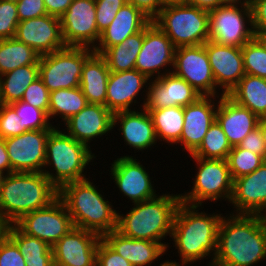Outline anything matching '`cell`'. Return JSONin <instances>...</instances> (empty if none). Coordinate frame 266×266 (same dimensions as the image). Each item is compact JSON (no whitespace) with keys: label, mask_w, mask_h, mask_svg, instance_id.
<instances>
[{"label":"cell","mask_w":266,"mask_h":266,"mask_svg":"<svg viewBox=\"0 0 266 266\" xmlns=\"http://www.w3.org/2000/svg\"><path fill=\"white\" fill-rule=\"evenodd\" d=\"M233 216L221 219L210 266H251L266 258V229L260 215Z\"/></svg>","instance_id":"cell-1"},{"label":"cell","mask_w":266,"mask_h":266,"mask_svg":"<svg viewBox=\"0 0 266 266\" xmlns=\"http://www.w3.org/2000/svg\"><path fill=\"white\" fill-rule=\"evenodd\" d=\"M59 190L43 172H12L0 186V221L14 224L23 215L49 206Z\"/></svg>","instance_id":"cell-2"},{"label":"cell","mask_w":266,"mask_h":266,"mask_svg":"<svg viewBox=\"0 0 266 266\" xmlns=\"http://www.w3.org/2000/svg\"><path fill=\"white\" fill-rule=\"evenodd\" d=\"M192 206L180 203L174 217L171 237L182 258V264L194 262L206 257L210 251L216 254L218 229L222 219L220 215L207 216L197 213Z\"/></svg>","instance_id":"cell-3"},{"label":"cell","mask_w":266,"mask_h":266,"mask_svg":"<svg viewBox=\"0 0 266 266\" xmlns=\"http://www.w3.org/2000/svg\"><path fill=\"white\" fill-rule=\"evenodd\" d=\"M59 198L64 202L74 227L95 232L101 237L117 230L118 213L87 178L64 185L59 190Z\"/></svg>","instance_id":"cell-4"},{"label":"cell","mask_w":266,"mask_h":266,"mask_svg":"<svg viewBox=\"0 0 266 266\" xmlns=\"http://www.w3.org/2000/svg\"><path fill=\"white\" fill-rule=\"evenodd\" d=\"M180 195H162L135 203L126 216L118 214L117 231L132 238L161 243L168 233L171 236Z\"/></svg>","instance_id":"cell-5"},{"label":"cell","mask_w":266,"mask_h":266,"mask_svg":"<svg viewBox=\"0 0 266 266\" xmlns=\"http://www.w3.org/2000/svg\"><path fill=\"white\" fill-rule=\"evenodd\" d=\"M89 148L54 129L47 139L45 165L53 164L56 175L47 170L43 171V174L58 190L68 183L86 179L82 173L94 157Z\"/></svg>","instance_id":"cell-6"},{"label":"cell","mask_w":266,"mask_h":266,"mask_svg":"<svg viewBox=\"0 0 266 266\" xmlns=\"http://www.w3.org/2000/svg\"><path fill=\"white\" fill-rule=\"evenodd\" d=\"M176 48L208 41L209 12L191 4L164 6L152 20Z\"/></svg>","instance_id":"cell-7"},{"label":"cell","mask_w":266,"mask_h":266,"mask_svg":"<svg viewBox=\"0 0 266 266\" xmlns=\"http://www.w3.org/2000/svg\"><path fill=\"white\" fill-rule=\"evenodd\" d=\"M93 52L87 47L66 46L41 55L39 77L50 92L80 87L83 64Z\"/></svg>","instance_id":"cell-8"},{"label":"cell","mask_w":266,"mask_h":266,"mask_svg":"<svg viewBox=\"0 0 266 266\" xmlns=\"http://www.w3.org/2000/svg\"><path fill=\"white\" fill-rule=\"evenodd\" d=\"M192 157L198 162L197 164L200 167L196 174L192 191L183 196L181 195V202L192 206H199L206 199L215 201L219 200L220 197H225V199L228 198L230 201L233 178L227 160Z\"/></svg>","instance_id":"cell-9"},{"label":"cell","mask_w":266,"mask_h":266,"mask_svg":"<svg viewBox=\"0 0 266 266\" xmlns=\"http://www.w3.org/2000/svg\"><path fill=\"white\" fill-rule=\"evenodd\" d=\"M243 8V9H242ZM208 41L241 48L255 37L252 26L251 6L238 8L236 5H221L209 10ZM245 17L251 29L245 27Z\"/></svg>","instance_id":"cell-10"},{"label":"cell","mask_w":266,"mask_h":266,"mask_svg":"<svg viewBox=\"0 0 266 266\" xmlns=\"http://www.w3.org/2000/svg\"><path fill=\"white\" fill-rule=\"evenodd\" d=\"M23 233L53 246L74 224L64 202L58 197L49 206L31 211L14 223Z\"/></svg>","instance_id":"cell-11"},{"label":"cell","mask_w":266,"mask_h":266,"mask_svg":"<svg viewBox=\"0 0 266 266\" xmlns=\"http://www.w3.org/2000/svg\"><path fill=\"white\" fill-rule=\"evenodd\" d=\"M173 68L176 69L173 73L187 81L201 96H215V78L204 44L176 48Z\"/></svg>","instance_id":"cell-12"},{"label":"cell","mask_w":266,"mask_h":266,"mask_svg":"<svg viewBox=\"0 0 266 266\" xmlns=\"http://www.w3.org/2000/svg\"><path fill=\"white\" fill-rule=\"evenodd\" d=\"M62 37L66 46L89 47L99 41L95 0H73L60 17Z\"/></svg>","instance_id":"cell-13"},{"label":"cell","mask_w":266,"mask_h":266,"mask_svg":"<svg viewBox=\"0 0 266 266\" xmlns=\"http://www.w3.org/2000/svg\"><path fill=\"white\" fill-rule=\"evenodd\" d=\"M53 130H29L5 139L12 172L44 171L41 167H45L46 143Z\"/></svg>","instance_id":"cell-14"},{"label":"cell","mask_w":266,"mask_h":266,"mask_svg":"<svg viewBox=\"0 0 266 266\" xmlns=\"http://www.w3.org/2000/svg\"><path fill=\"white\" fill-rule=\"evenodd\" d=\"M101 236L74 227L51 248L54 266H94Z\"/></svg>","instance_id":"cell-15"},{"label":"cell","mask_w":266,"mask_h":266,"mask_svg":"<svg viewBox=\"0 0 266 266\" xmlns=\"http://www.w3.org/2000/svg\"><path fill=\"white\" fill-rule=\"evenodd\" d=\"M15 38L40 55L53 53L66 47L62 37L60 18L48 14L20 21Z\"/></svg>","instance_id":"cell-16"},{"label":"cell","mask_w":266,"mask_h":266,"mask_svg":"<svg viewBox=\"0 0 266 266\" xmlns=\"http://www.w3.org/2000/svg\"><path fill=\"white\" fill-rule=\"evenodd\" d=\"M176 47L168 36L151 21L144 28V40L137 56L135 69L144 74L148 79L158 73L161 67L167 64L174 66Z\"/></svg>","instance_id":"cell-17"},{"label":"cell","mask_w":266,"mask_h":266,"mask_svg":"<svg viewBox=\"0 0 266 266\" xmlns=\"http://www.w3.org/2000/svg\"><path fill=\"white\" fill-rule=\"evenodd\" d=\"M151 83L147 92V101L143 104L145 110L185 107L201 96L187 81L173 72H167Z\"/></svg>","instance_id":"cell-18"},{"label":"cell","mask_w":266,"mask_h":266,"mask_svg":"<svg viewBox=\"0 0 266 266\" xmlns=\"http://www.w3.org/2000/svg\"><path fill=\"white\" fill-rule=\"evenodd\" d=\"M204 46L216 86L224 88L222 94L228 95L245 75L242 50L213 41H206Z\"/></svg>","instance_id":"cell-19"},{"label":"cell","mask_w":266,"mask_h":266,"mask_svg":"<svg viewBox=\"0 0 266 266\" xmlns=\"http://www.w3.org/2000/svg\"><path fill=\"white\" fill-rule=\"evenodd\" d=\"M111 173L120 191L134 204L157 197L148 173L136 159L118 158L112 164Z\"/></svg>","instance_id":"cell-20"},{"label":"cell","mask_w":266,"mask_h":266,"mask_svg":"<svg viewBox=\"0 0 266 266\" xmlns=\"http://www.w3.org/2000/svg\"><path fill=\"white\" fill-rule=\"evenodd\" d=\"M230 202L238 214H262L266 209V161L254 172L233 180Z\"/></svg>","instance_id":"cell-21"},{"label":"cell","mask_w":266,"mask_h":266,"mask_svg":"<svg viewBox=\"0 0 266 266\" xmlns=\"http://www.w3.org/2000/svg\"><path fill=\"white\" fill-rule=\"evenodd\" d=\"M216 110V120L222 127L232 147L258 126L259 117L248 108L239 105L228 95H221Z\"/></svg>","instance_id":"cell-22"},{"label":"cell","mask_w":266,"mask_h":266,"mask_svg":"<svg viewBox=\"0 0 266 266\" xmlns=\"http://www.w3.org/2000/svg\"><path fill=\"white\" fill-rule=\"evenodd\" d=\"M209 96H200L184 107V124L179 143L192 155L201 145L210 125L216 119L215 106Z\"/></svg>","instance_id":"cell-23"},{"label":"cell","mask_w":266,"mask_h":266,"mask_svg":"<svg viewBox=\"0 0 266 266\" xmlns=\"http://www.w3.org/2000/svg\"><path fill=\"white\" fill-rule=\"evenodd\" d=\"M114 114L103 105L88 103L66 121L69 136L88 146V142L113 129Z\"/></svg>","instance_id":"cell-24"},{"label":"cell","mask_w":266,"mask_h":266,"mask_svg":"<svg viewBox=\"0 0 266 266\" xmlns=\"http://www.w3.org/2000/svg\"><path fill=\"white\" fill-rule=\"evenodd\" d=\"M152 20L129 2L120 8L111 24L101 33L95 53L122 43L127 37L143 30Z\"/></svg>","instance_id":"cell-25"},{"label":"cell","mask_w":266,"mask_h":266,"mask_svg":"<svg viewBox=\"0 0 266 266\" xmlns=\"http://www.w3.org/2000/svg\"><path fill=\"white\" fill-rule=\"evenodd\" d=\"M149 79L136 69L110 72L105 106L114 114L130 111V104Z\"/></svg>","instance_id":"cell-26"},{"label":"cell","mask_w":266,"mask_h":266,"mask_svg":"<svg viewBox=\"0 0 266 266\" xmlns=\"http://www.w3.org/2000/svg\"><path fill=\"white\" fill-rule=\"evenodd\" d=\"M115 252L129 261L132 266L151 264L167 249L163 243L132 239L122 235L117 230L104 234L101 237Z\"/></svg>","instance_id":"cell-27"},{"label":"cell","mask_w":266,"mask_h":266,"mask_svg":"<svg viewBox=\"0 0 266 266\" xmlns=\"http://www.w3.org/2000/svg\"><path fill=\"white\" fill-rule=\"evenodd\" d=\"M117 121L120 122L124 141L128 145L143 150L156 143L157 136L148 110L143 108V112L130 110L114 113L113 126Z\"/></svg>","instance_id":"cell-28"},{"label":"cell","mask_w":266,"mask_h":266,"mask_svg":"<svg viewBox=\"0 0 266 266\" xmlns=\"http://www.w3.org/2000/svg\"><path fill=\"white\" fill-rule=\"evenodd\" d=\"M110 70L105 59L93 52L84 62L80 88L90 104L105 106Z\"/></svg>","instance_id":"cell-29"},{"label":"cell","mask_w":266,"mask_h":266,"mask_svg":"<svg viewBox=\"0 0 266 266\" xmlns=\"http://www.w3.org/2000/svg\"><path fill=\"white\" fill-rule=\"evenodd\" d=\"M228 96L260 119L266 118V79L245 74Z\"/></svg>","instance_id":"cell-30"},{"label":"cell","mask_w":266,"mask_h":266,"mask_svg":"<svg viewBox=\"0 0 266 266\" xmlns=\"http://www.w3.org/2000/svg\"><path fill=\"white\" fill-rule=\"evenodd\" d=\"M4 233L17 245L26 266H54L51 246L23 233L15 224L6 225Z\"/></svg>","instance_id":"cell-31"},{"label":"cell","mask_w":266,"mask_h":266,"mask_svg":"<svg viewBox=\"0 0 266 266\" xmlns=\"http://www.w3.org/2000/svg\"><path fill=\"white\" fill-rule=\"evenodd\" d=\"M144 40V29L127 37L122 43L103 50L100 55L105 59L110 72L135 69L137 56Z\"/></svg>","instance_id":"cell-32"},{"label":"cell","mask_w":266,"mask_h":266,"mask_svg":"<svg viewBox=\"0 0 266 266\" xmlns=\"http://www.w3.org/2000/svg\"><path fill=\"white\" fill-rule=\"evenodd\" d=\"M2 77L5 78L2 79ZM37 78H39V64L21 66L1 75L0 95L2 104H11L21 100L25 89Z\"/></svg>","instance_id":"cell-33"},{"label":"cell","mask_w":266,"mask_h":266,"mask_svg":"<svg viewBox=\"0 0 266 266\" xmlns=\"http://www.w3.org/2000/svg\"><path fill=\"white\" fill-rule=\"evenodd\" d=\"M40 54L15 37L0 40V76L18 67L39 64Z\"/></svg>","instance_id":"cell-34"},{"label":"cell","mask_w":266,"mask_h":266,"mask_svg":"<svg viewBox=\"0 0 266 266\" xmlns=\"http://www.w3.org/2000/svg\"><path fill=\"white\" fill-rule=\"evenodd\" d=\"M156 136L171 143H178L184 124V107L174 106L148 109Z\"/></svg>","instance_id":"cell-35"},{"label":"cell","mask_w":266,"mask_h":266,"mask_svg":"<svg viewBox=\"0 0 266 266\" xmlns=\"http://www.w3.org/2000/svg\"><path fill=\"white\" fill-rule=\"evenodd\" d=\"M88 104L80 87L50 92L48 117L61 114L64 121L78 114Z\"/></svg>","instance_id":"cell-36"},{"label":"cell","mask_w":266,"mask_h":266,"mask_svg":"<svg viewBox=\"0 0 266 266\" xmlns=\"http://www.w3.org/2000/svg\"><path fill=\"white\" fill-rule=\"evenodd\" d=\"M232 146L228 141L222 127L215 119L210 125L199 148L191 155L203 159L227 160Z\"/></svg>","instance_id":"cell-37"},{"label":"cell","mask_w":266,"mask_h":266,"mask_svg":"<svg viewBox=\"0 0 266 266\" xmlns=\"http://www.w3.org/2000/svg\"><path fill=\"white\" fill-rule=\"evenodd\" d=\"M245 74L266 79V45L254 37L241 47Z\"/></svg>","instance_id":"cell-38"},{"label":"cell","mask_w":266,"mask_h":266,"mask_svg":"<svg viewBox=\"0 0 266 266\" xmlns=\"http://www.w3.org/2000/svg\"><path fill=\"white\" fill-rule=\"evenodd\" d=\"M265 161L266 160L261 155L241 149L238 145L232 147L227 158L233 180L254 172Z\"/></svg>","instance_id":"cell-39"},{"label":"cell","mask_w":266,"mask_h":266,"mask_svg":"<svg viewBox=\"0 0 266 266\" xmlns=\"http://www.w3.org/2000/svg\"><path fill=\"white\" fill-rule=\"evenodd\" d=\"M21 120V127L27 132L29 130L55 129L50 126L48 114L34 106L19 100L9 104Z\"/></svg>","instance_id":"cell-40"},{"label":"cell","mask_w":266,"mask_h":266,"mask_svg":"<svg viewBox=\"0 0 266 266\" xmlns=\"http://www.w3.org/2000/svg\"><path fill=\"white\" fill-rule=\"evenodd\" d=\"M19 22L16 3L0 0V40L14 38Z\"/></svg>","instance_id":"cell-41"},{"label":"cell","mask_w":266,"mask_h":266,"mask_svg":"<svg viewBox=\"0 0 266 266\" xmlns=\"http://www.w3.org/2000/svg\"><path fill=\"white\" fill-rule=\"evenodd\" d=\"M128 0H95L96 24L101 34L114 20L116 14Z\"/></svg>","instance_id":"cell-42"},{"label":"cell","mask_w":266,"mask_h":266,"mask_svg":"<svg viewBox=\"0 0 266 266\" xmlns=\"http://www.w3.org/2000/svg\"><path fill=\"white\" fill-rule=\"evenodd\" d=\"M26 132L21 127V120L16 111L9 104H2L0 108V138L6 139Z\"/></svg>","instance_id":"cell-43"},{"label":"cell","mask_w":266,"mask_h":266,"mask_svg":"<svg viewBox=\"0 0 266 266\" xmlns=\"http://www.w3.org/2000/svg\"><path fill=\"white\" fill-rule=\"evenodd\" d=\"M49 98L50 91L39 77L25 89L21 100L48 114Z\"/></svg>","instance_id":"cell-44"},{"label":"cell","mask_w":266,"mask_h":266,"mask_svg":"<svg viewBox=\"0 0 266 266\" xmlns=\"http://www.w3.org/2000/svg\"><path fill=\"white\" fill-rule=\"evenodd\" d=\"M0 266H26L24 256L5 233L0 237Z\"/></svg>","instance_id":"cell-45"},{"label":"cell","mask_w":266,"mask_h":266,"mask_svg":"<svg viewBox=\"0 0 266 266\" xmlns=\"http://www.w3.org/2000/svg\"><path fill=\"white\" fill-rule=\"evenodd\" d=\"M97 266H132L124 257L115 252L102 238L96 252Z\"/></svg>","instance_id":"cell-46"},{"label":"cell","mask_w":266,"mask_h":266,"mask_svg":"<svg viewBox=\"0 0 266 266\" xmlns=\"http://www.w3.org/2000/svg\"><path fill=\"white\" fill-rule=\"evenodd\" d=\"M16 6L19 21L47 15L43 0H18Z\"/></svg>","instance_id":"cell-47"},{"label":"cell","mask_w":266,"mask_h":266,"mask_svg":"<svg viewBox=\"0 0 266 266\" xmlns=\"http://www.w3.org/2000/svg\"><path fill=\"white\" fill-rule=\"evenodd\" d=\"M241 149H245L254 154L261 155L266 160V147L262 132L257 126L238 144Z\"/></svg>","instance_id":"cell-48"},{"label":"cell","mask_w":266,"mask_h":266,"mask_svg":"<svg viewBox=\"0 0 266 266\" xmlns=\"http://www.w3.org/2000/svg\"><path fill=\"white\" fill-rule=\"evenodd\" d=\"M251 9L255 36L266 35V0H252Z\"/></svg>","instance_id":"cell-49"},{"label":"cell","mask_w":266,"mask_h":266,"mask_svg":"<svg viewBox=\"0 0 266 266\" xmlns=\"http://www.w3.org/2000/svg\"><path fill=\"white\" fill-rule=\"evenodd\" d=\"M128 2L141 10L151 20H153L164 7L161 0H128Z\"/></svg>","instance_id":"cell-50"},{"label":"cell","mask_w":266,"mask_h":266,"mask_svg":"<svg viewBox=\"0 0 266 266\" xmlns=\"http://www.w3.org/2000/svg\"><path fill=\"white\" fill-rule=\"evenodd\" d=\"M48 15L60 18L69 8L73 0H43Z\"/></svg>","instance_id":"cell-51"},{"label":"cell","mask_w":266,"mask_h":266,"mask_svg":"<svg viewBox=\"0 0 266 266\" xmlns=\"http://www.w3.org/2000/svg\"><path fill=\"white\" fill-rule=\"evenodd\" d=\"M5 170L7 171V174L12 173L11 163L9 160V155L7 153L5 139L0 138V171L4 173Z\"/></svg>","instance_id":"cell-52"},{"label":"cell","mask_w":266,"mask_h":266,"mask_svg":"<svg viewBox=\"0 0 266 266\" xmlns=\"http://www.w3.org/2000/svg\"><path fill=\"white\" fill-rule=\"evenodd\" d=\"M188 4L198 6L205 10H212L220 7V0H188Z\"/></svg>","instance_id":"cell-53"},{"label":"cell","mask_w":266,"mask_h":266,"mask_svg":"<svg viewBox=\"0 0 266 266\" xmlns=\"http://www.w3.org/2000/svg\"><path fill=\"white\" fill-rule=\"evenodd\" d=\"M241 2L240 0H220V6L221 5H235L236 3L238 4ZM244 3L241 2L244 6H251L252 5V0H245L243 1Z\"/></svg>","instance_id":"cell-54"},{"label":"cell","mask_w":266,"mask_h":266,"mask_svg":"<svg viewBox=\"0 0 266 266\" xmlns=\"http://www.w3.org/2000/svg\"><path fill=\"white\" fill-rule=\"evenodd\" d=\"M258 126L262 132L263 140H264L265 147H266V118L259 119Z\"/></svg>","instance_id":"cell-55"},{"label":"cell","mask_w":266,"mask_h":266,"mask_svg":"<svg viewBox=\"0 0 266 266\" xmlns=\"http://www.w3.org/2000/svg\"><path fill=\"white\" fill-rule=\"evenodd\" d=\"M162 5H172V4H187L188 0H161Z\"/></svg>","instance_id":"cell-56"},{"label":"cell","mask_w":266,"mask_h":266,"mask_svg":"<svg viewBox=\"0 0 266 266\" xmlns=\"http://www.w3.org/2000/svg\"><path fill=\"white\" fill-rule=\"evenodd\" d=\"M160 266H180L178 263H176V262H164L163 264H161Z\"/></svg>","instance_id":"cell-57"},{"label":"cell","mask_w":266,"mask_h":266,"mask_svg":"<svg viewBox=\"0 0 266 266\" xmlns=\"http://www.w3.org/2000/svg\"><path fill=\"white\" fill-rule=\"evenodd\" d=\"M5 226L6 225L0 221V237L4 234Z\"/></svg>","instance_id":"cell-58"},{"label":"cell","mask_w":266,"mask_h":266,"mask_svg":"<svg viewBox=\"0 0 266 266\" xmlns=\"http://www.w3.org/2000/svg\"><path fill=\"white\" fill-rule=\"evenodd\" d=\"M265 212H266V210H265ZM260 217H261L262 222H263V225H264V227H265V229H266V214H264V215H261V214H260Z\"/></svg>","instance_id":"cell-59"},{"label":"cell","mask_w":266,"mask_h":266,"mask_svg":"<svg viewBox=\"0 0 266 266\" xmlns=\"http://www.w3.org/2000/svg\"><path fill=\"white\" fill-rule=\"evenodd\" d=\"M259 38L265 43L266 45V35L259 36Z\"/></svg>","instance_id":"cell-60"},{"label":"cell","mask_w":266,"mask_h":266,"mask_svg":"<svg viewBox=\"0 0 266 266\" xmlns=\"http://www.w3.org/2000/svg\"><path fill=\"white\" fill-rule=\"evenodd\" d=\"M3 178H4V175H3V173L0 171V186H1V184H2Z\"/></svg>","instance_id":"cell-61"},{"label":"cell","mask_w":266,"mask_h":266,"mask_svg":"<svg viewBox=\"0 0 266 266\" xmlns=\"http://www.w3.org/2000/svg\"><path fill=\"white\" fill-rule=\"evenodd\" d=\"M2 1H10V2H17L18 0H2Z\"/></svg>","instance_id":"cell-62"},{"label":"cell","mask_w":266,"mask_h":266,"mask_svg":"<svg viewBox=\"0 0 266 266\" xmlns=\"http://www.w3.org/2000/svg\"><path fill=\"white\" fill-rule=\"evenodd\" d=\"M1 105H2V100H1V95H0V108H1Z\"/></svg>","instance_id":"cell-63"}]
</instances>
